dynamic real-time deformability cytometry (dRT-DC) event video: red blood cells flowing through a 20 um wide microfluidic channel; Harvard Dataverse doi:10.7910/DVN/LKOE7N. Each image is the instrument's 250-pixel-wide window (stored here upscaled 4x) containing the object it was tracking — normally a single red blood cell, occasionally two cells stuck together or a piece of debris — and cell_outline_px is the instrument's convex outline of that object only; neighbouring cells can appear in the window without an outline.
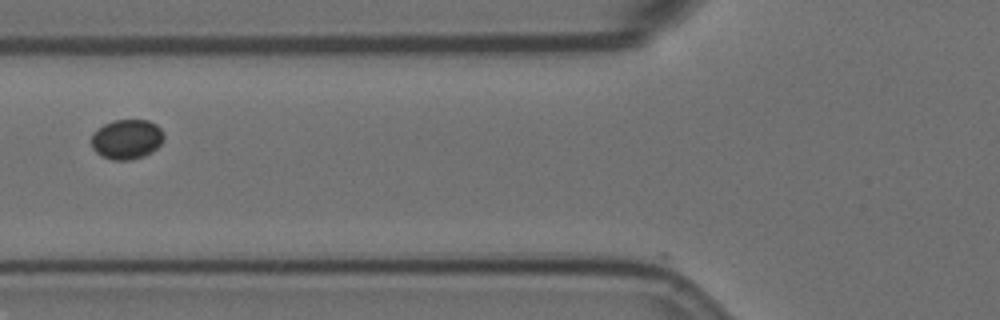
{"species": "Egyptian fruit bat (a non-hibernating species)", "species_latin": "Rousettus aegyptiacus", "temperature_condition": "room temperature", "stored_images_in_passage": 5, "camera_frame_rate_fps": 3000, "um_per_image_px": 0.085, "animal": {"sex": "female"}, "frame": {"image": 1, "passage_image": 2, "time_ms": 0.333, "image_size_px": [1000, 320], "cell_outline_px": [[164, 140], [152, 152], [144, 156], [132, 160], [112, 160], [96, 152], [92, 148], [92, 132], [104, 124], [112, 120], [148, 120], [156, 124], [160, 128], [164, 136]], "centroid_in_image_um": [10.78, 11.83], "position_along_channel_um": 115.0, "area_um2": 16.88}}